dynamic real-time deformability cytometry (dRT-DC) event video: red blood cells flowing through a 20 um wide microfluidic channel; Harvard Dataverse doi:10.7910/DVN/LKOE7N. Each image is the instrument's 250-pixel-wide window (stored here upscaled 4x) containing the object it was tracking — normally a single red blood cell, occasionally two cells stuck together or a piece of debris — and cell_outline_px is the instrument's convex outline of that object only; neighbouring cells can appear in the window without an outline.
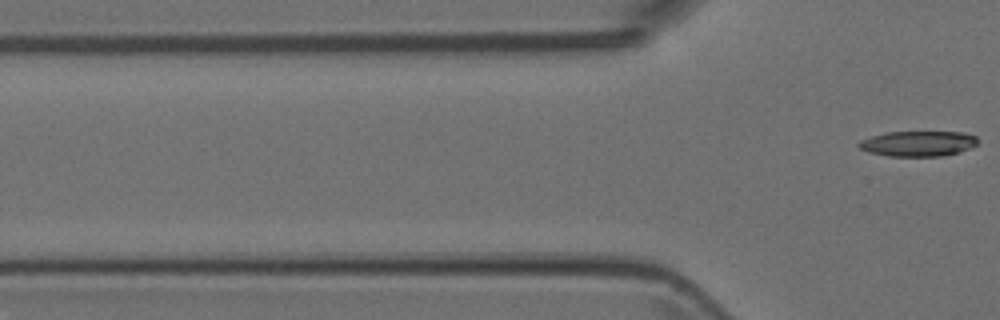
{"species": "Egyptian fruit bat (a non-hibernating species)", "species_latin": "Rousettus aegyptiacus", "temperature_condition": "room temperature", "stored_images_in_passage": 3, "camera_frame_rate_fps": 3000, "um_per_image_px": 0.085, "animal": {"sex": "female"}, "frame": {"image": 1, "passage_image": 3, "time_ms": 0.667, "image_size_px": [1000, 320], "cell_outline_px": [[980, 140], [972, 148], [960, 152], [940, 156], [888, 156], [868, 152], [860, 148], [856, 144], [860, 140], [872, 136], [888, 132], [964, 132], [976, 136]], "centroid_in_image_um": [78.06, 12.2], "position_along_channel_um": 47.7, "area_um2": 17.69}}